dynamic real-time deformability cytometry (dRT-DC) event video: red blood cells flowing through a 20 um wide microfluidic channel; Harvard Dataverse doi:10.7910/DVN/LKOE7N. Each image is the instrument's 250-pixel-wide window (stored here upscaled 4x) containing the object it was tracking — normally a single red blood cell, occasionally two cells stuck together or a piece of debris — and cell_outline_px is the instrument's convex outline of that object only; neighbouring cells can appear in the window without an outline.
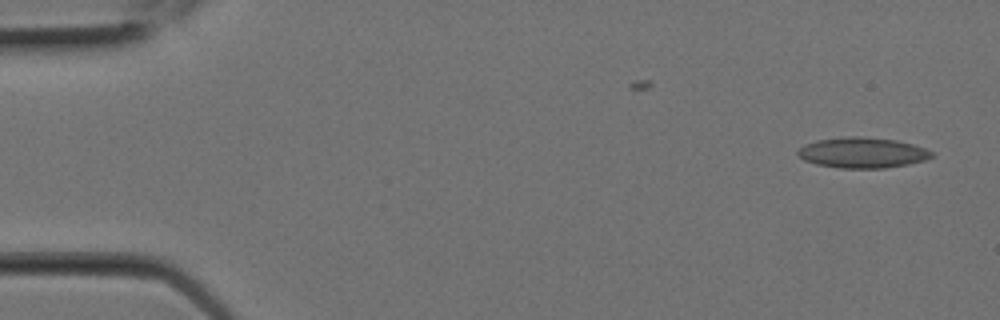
{"species": "Egyptian fruit bat (a non-hibernating species)", "species_latin": "Rousettus aegyptiacus", "temperature_condition": "room temperature", "stored_images_in_passage": 3, "camera_frame_rate_fps": 3000, "um_per_image_px": 0.085, "animal": {"sex": "female"}, "frame": {"image": 1, "passage_image": 3, "time_ms": 0.667, "image_size_px": [1000, 320], "cell_outline_px": [[936, 156], [924, 160], [908, 164], [884, 168], [840, 168], [816, 164], [804, 160], [796, 152], [804, 144], [816, 140], [848, 136], [860, 136], [896, 140], [912, 144], [924, 148], [932, 152]], "centroid_in_image_um": [73.3, 12.97], "position_along_channel_um": 11.7, "area_um2": 23.81}}